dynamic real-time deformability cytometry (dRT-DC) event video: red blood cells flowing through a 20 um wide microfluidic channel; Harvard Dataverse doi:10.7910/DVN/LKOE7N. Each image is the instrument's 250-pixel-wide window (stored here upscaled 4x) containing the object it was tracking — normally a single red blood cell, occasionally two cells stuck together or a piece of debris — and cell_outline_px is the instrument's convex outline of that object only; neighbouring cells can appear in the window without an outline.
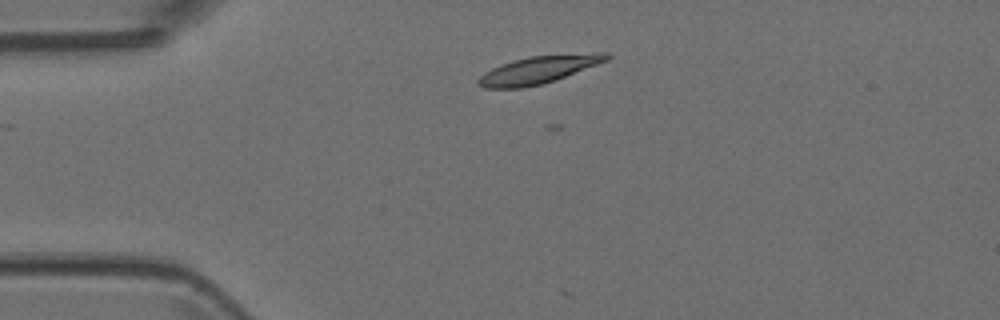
{"species": "Egyptian fruit bat (a non-hibernating species)", "species_latin": "Rousettus aegyptiacus", "temperature_condition": "room temperature", "stored_images_in_passage": 2, "camera_frame_rate_fps": 3000, "um_per_image_px": 0.085, "animal": {"sex": "female"}, "frame": {"image": 1, "passage_image": 1, "time_ms": 0.0, "image_size_px": [1000, 320], "cell_outline_px": [[612, 56], [608, 60], [556, 80], [544, 84], [520, 88], [484, 88], [476, 84], [476, 80], [484, 72], [492, 68], [512, 60], [528, 56], [596, 52], [608, 52]], "centroid_in_image_um": [45.79, 5.92], "position_along_channel_um": 39.2, "area_um2": 20.87}}